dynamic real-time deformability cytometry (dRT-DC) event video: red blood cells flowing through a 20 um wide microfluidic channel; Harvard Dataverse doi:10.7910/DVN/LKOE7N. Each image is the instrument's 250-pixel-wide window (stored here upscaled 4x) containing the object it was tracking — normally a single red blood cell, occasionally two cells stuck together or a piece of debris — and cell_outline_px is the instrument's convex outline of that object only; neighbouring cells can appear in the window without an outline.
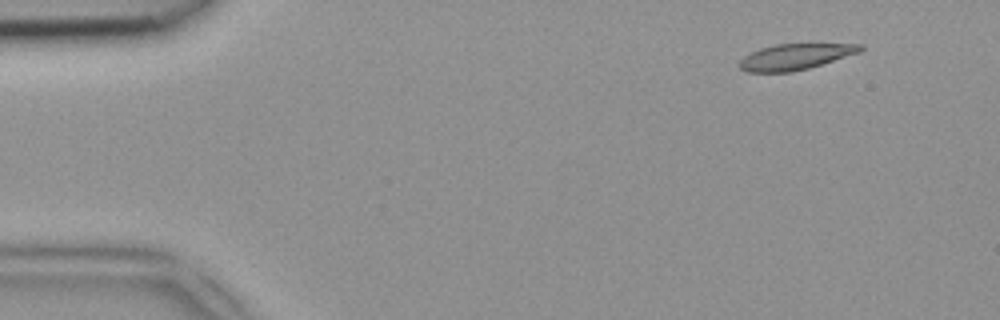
{"species": "common noctule bat (a hibernating species)", "species_latin": "Nyctalus noctula", "temperature_condition": "room temperature", "stored_images_in_passage": 46, "camera_frame_rate_fps": 3000, "um_per_image_px": 0.085, "animal": {"sex": "female", "body_mass_g": 18.4}, "frame": {"image": 1, "passage_image": 5, "time_ms": 1.333, "image_size_px": [1000, 320], "cell_outline_px": [[864, 48], [860, 52], [808, 68], [792, 72], [748, 72], [740, 68], [740, 60], [744, 56], [760, 48], [776, 44], [864, 44]], "centroid_in_image_um": [67.6, 4.82], "position_along_channel_um": 17.4, "area_um2": 18.03}}
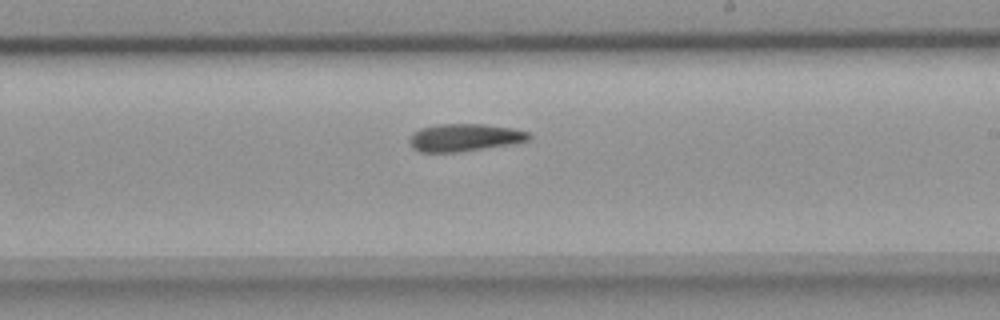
{"frame": {"image": 2, "passage_image": 29, "time_ms": 9.333, "image_size_px": [1000, 320], "cell_outline_px": [[532, 136], [528, 140], [508, 144], [460, 152], [420, 152], [412, 148], [408, 140], [412, 132], [420, 128], [440, 124], [484, 124], [512, 128], [528, 132]], "centroid_in_image_um": [39.42, 11.69], "position_along_channel_um": 249.6, "area_um2": 19.13}}
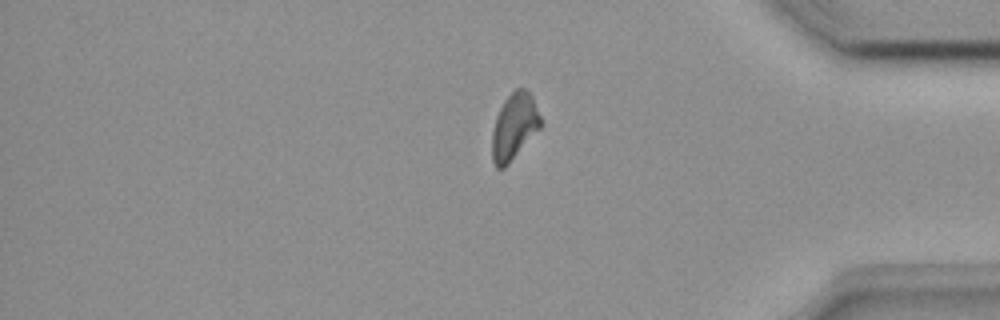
{"frame": {"image": 3, "passage_image": 41, "time_ms": 13.333, "image_size_px": [1000, 320], "cell_outline_px": [[544, 124], [508, 164], [504, 168], [496, 168], [492, 160], [492, 132], [496, 116], [504, 100], [516, 88], [524, 88], [532, 96]], "centroid_in_image_um": [43.72, 10.76], "position_along_channel_um": 391.5, "area_um2": 18.79}}